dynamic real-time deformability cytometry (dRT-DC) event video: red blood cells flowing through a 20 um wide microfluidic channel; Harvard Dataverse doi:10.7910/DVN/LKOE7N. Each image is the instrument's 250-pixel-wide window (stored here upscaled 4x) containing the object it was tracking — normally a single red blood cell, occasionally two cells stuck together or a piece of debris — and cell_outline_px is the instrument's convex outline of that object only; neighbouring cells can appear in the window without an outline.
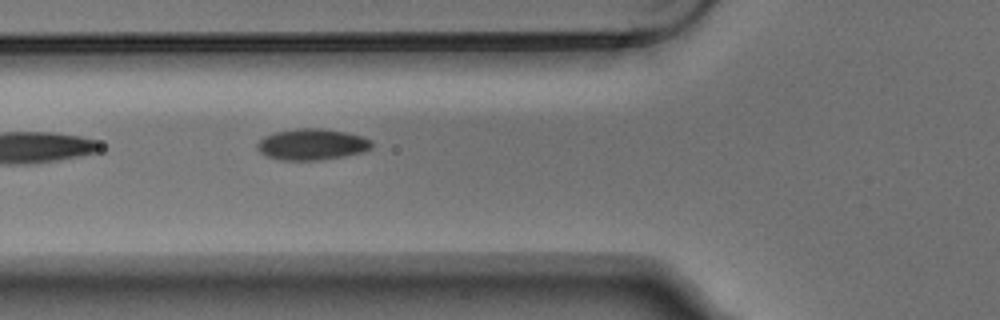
{"species": "Egyptian fruit bat (a non-hibernating species)", "species_latin": "Rousettus aegyptiacus", "temperature_condition": "warm", "stored_images_in_passage": 6, "segment_of_instrument_passage": [2, 2], "camera_frame_rate_fps": 3000, "um_per_image_px": 0.085, "animal": {"sex": "male"}, "frame": {"image": 1, "passage_image": 6, "time_ms": 1.667, "image_size_px": [1000, 320], "cell_outline_px": [[372, 148], [364, 152], [344, 156], [320, 160], [280, 160], [268, 156], [260, 152], [256, 148], [256, 144], [264, 136], [276, 132], [296, 128], [324, 128], [364, 136], [372, 140]], "centroid_in_image_um": [26.54, 12.27], "position_along_channel_um": 99.3, "area_um2": 20.98}}